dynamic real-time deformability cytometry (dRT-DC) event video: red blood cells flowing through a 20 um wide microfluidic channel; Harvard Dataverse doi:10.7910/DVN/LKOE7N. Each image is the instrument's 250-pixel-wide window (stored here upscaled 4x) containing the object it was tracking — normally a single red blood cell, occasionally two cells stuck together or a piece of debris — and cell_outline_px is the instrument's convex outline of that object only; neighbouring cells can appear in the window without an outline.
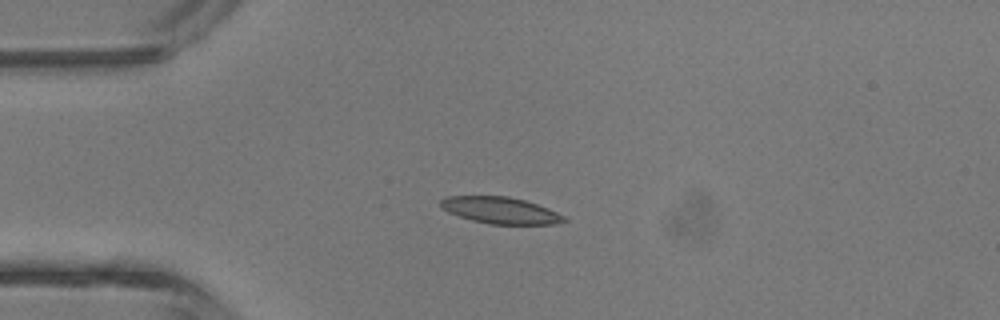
{"species": "common noctule bat (a hibernating species)", "species_latin": "Nyctalus noctula", "temperature_condition": "room temperature", "stored_images_in_passage": 4, "camera_frame_rate_fps": 3000, "um_per_image_px": 0.085, "animal": {"sex": "male", "body_mass_g": 13.3}, "frame": {"image": 1, "passage_image": 3, "time_ms": 3.333, "image_size_px": [1000, 320], "cell_outline_px": [[568, 220], [556, 224], [488, 224], [472, 220], [448, 212], [440, 208], [440, 200], [448, 196], [508, 196], [524, 200], [548, 208], [564, 216]], "centroid_in_image_um": [42.52, 17.88], "position_along_channel_um": 42.5, "area_um2": 19.07}}